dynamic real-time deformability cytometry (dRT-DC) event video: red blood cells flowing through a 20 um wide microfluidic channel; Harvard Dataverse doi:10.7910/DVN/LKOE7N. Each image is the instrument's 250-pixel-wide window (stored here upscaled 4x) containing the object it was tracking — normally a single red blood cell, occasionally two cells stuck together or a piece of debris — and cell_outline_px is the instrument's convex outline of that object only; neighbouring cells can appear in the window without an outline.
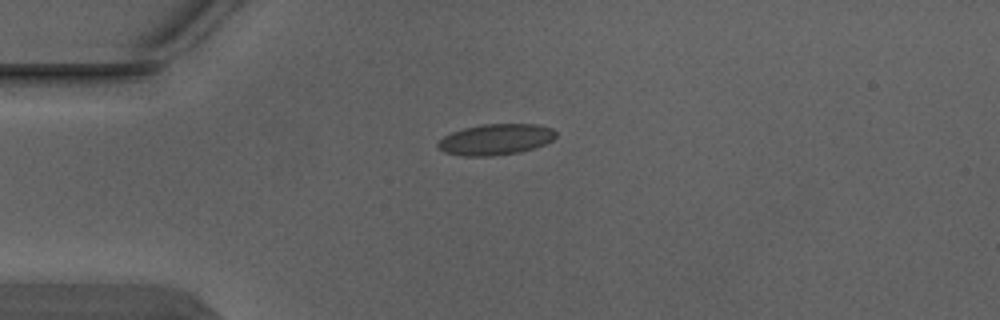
{"species": "Egyptian fruit bat (a non-hibernating species)", "species_latin": "Rousettus aegyptiacus", "temperature_condition": "warm", "stored_images_in_passage": 7, "camera_frame_rate_fps": 3000, "um_per_image_px": 0.085, "animal": {"sex": "male"}, "frame": {"image": 1, "passage_image": 7, "time_ms": 2.0, "image_size_px": [1000, 320], "cell_outline_px": [[556, 136], [552, 140], [544, 144], [520, 152], [492, 156], [460, 156], [444, 152], [436, 148], [436, 144], [444, 136], [452, 132], [464, 128], [484, 124], [536, 124], [552, 128], [556, 132]], "centroid_in_image_um": [42.1, 11.86], "position_along_channel_um": 42.9, "area_um2": 21.33}}